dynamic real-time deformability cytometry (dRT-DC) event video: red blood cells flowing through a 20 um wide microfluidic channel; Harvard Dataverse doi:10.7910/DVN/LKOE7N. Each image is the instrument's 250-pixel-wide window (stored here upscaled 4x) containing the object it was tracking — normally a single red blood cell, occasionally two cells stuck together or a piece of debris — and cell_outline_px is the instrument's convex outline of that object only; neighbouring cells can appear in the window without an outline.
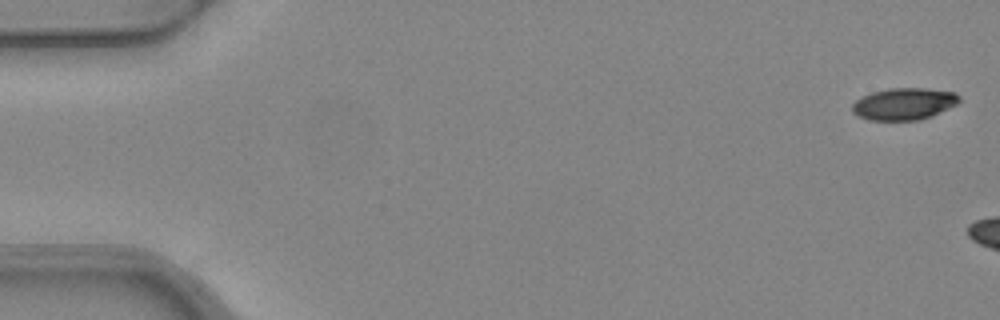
{"species": "common noctule bat (a hibernating species)", "species_latin": "Nyctalus noctula", "temperature_condition": "warm", "stored_images_in_passage": 3, "camera_frame_rate_fps": 3000, "um_per_image_px": 0.085, "animal": {"sex": "female", "body_mass_g": 24.6, "forearm_length_mm": 56.2}, "frame": {"image": 1, "passage_image": 1, "time_ms": 0.0, "image_size_px": [1000, 320], "cell_outline_px": [[960, 100], [956, 104], [932, 116], [920, 120], [868, 120], [856, 116], [852, 112], [852, 104], [856, 100], [872, 92], [888, 88], [928, 88], [956, 92], [960, 96]], "centroid_in_image_um": [76.83, 8.83], "position_along_channel_um": 8.2, "area_um2": 20.06}}